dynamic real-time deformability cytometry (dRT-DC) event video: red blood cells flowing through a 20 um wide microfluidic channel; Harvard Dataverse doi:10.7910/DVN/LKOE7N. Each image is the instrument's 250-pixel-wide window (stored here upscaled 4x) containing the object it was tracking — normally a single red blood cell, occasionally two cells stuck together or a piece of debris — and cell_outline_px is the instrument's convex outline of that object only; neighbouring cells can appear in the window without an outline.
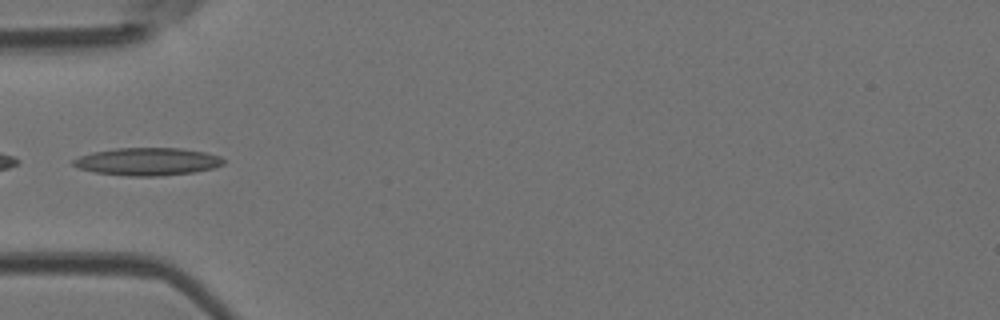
{"species": "Egyptian fruit bat (a non-hibernating species)", "species_latin": "Rousettus aegyptiacus", "temperature_condition": "room temperature", "stored_images_in_passage": 5, "camera_frame_rate_fps": 3000, "um_per_image_px": 0.085, "animal": {"sex": "female"}, "frame": {"image": 1, "passage_image": 4, "time_ms": 1.0, "image_size_px": [1000, 320], "cell_outline_px": [[224, 164], [212, 168], [196, 172], [160, 176], [128, 176], [96, 172], [76, 168], [72, 164], [72, 160], [80, 156], [92, 152], [116, 148], [180, 148], [204, 152], [220, 156], [224, 160]], "centroid_in_image_um": [12.52, 13.73], "position_along_channel_um": 72.5, "area_um2": 24.28}}
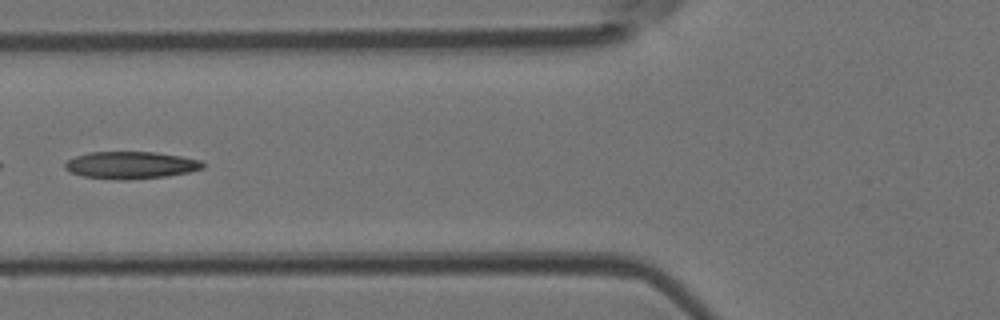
{"frame": {"image": 2, "passage_image": 5, "time_ms": 1.333, "image_size_px": [1000, 320], "cell_outline_px": [[204, 168], [188, 172], [164, 176], [128, 180], [124, 180], [84, 176], [72, 172], [64, 168], [64, 164], [68, 160], [76, 156], [92, 152], [156, 152], [180, 156], [200, 160], [204, 164]], "centroid_in_image_um": [11.13, 14.03], "position_along_channel_um": 114.7, "area_um2": 21.56}}